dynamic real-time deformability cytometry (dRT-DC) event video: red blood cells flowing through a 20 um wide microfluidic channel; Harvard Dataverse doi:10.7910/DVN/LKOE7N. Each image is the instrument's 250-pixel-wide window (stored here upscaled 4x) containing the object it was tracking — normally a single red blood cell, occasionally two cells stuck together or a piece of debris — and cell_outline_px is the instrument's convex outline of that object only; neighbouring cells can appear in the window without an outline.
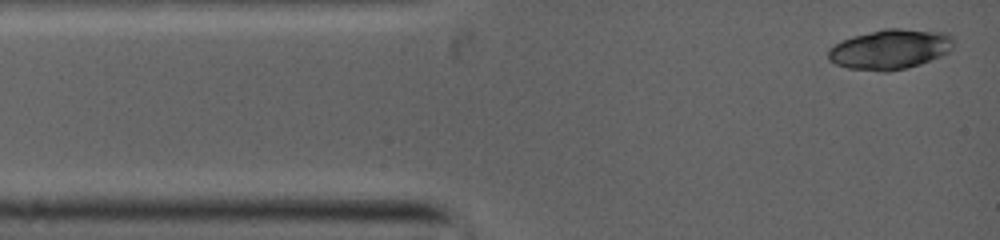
{"species": "common noctule bat (a hibernating species)", "species_latin": "Nyctalus noctula", "temperature_condition": "warm", "stored_images_in_passage": 7, "camera_frame_rate_fps": 5000, "um_per_image_px": 0.085, "animal": {"sex": "female", "body_mass_g": 19.0, "forearm_length_mm": 53.3}, "frame": {"image": 1, "passage_image": 1, "time_ms": 0.0, "image_size_px": [1000, 240], "cell_outline_px": [[952, 44], [948, 52], [940, 56], [920, 64], [888, 72], [880, 72], [848, 68], [836, 64], [828, 60], [828, 52], [836, 44], [852, 36], [884, 28], [900, 28], [944, 32], [952, 36]], "centroid_in_image_um": [75.65, 4.19], "position_along_channel_um": 9.4, "area_um2": 29.02}}
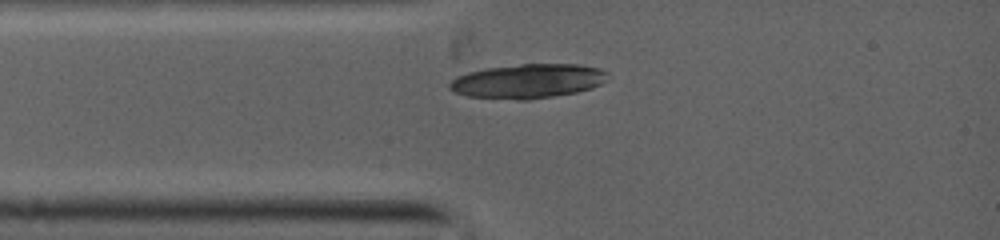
{"frame": {"image": 2, "passage_image": 6, "time_ms": 1.8, "image_size_px": [1000, 240], "cell_outline_px": [[608, 72], [604, 80], [600, 84], [592, 88], [576, 92], [528, 100], [520, 100], [468, 96], [456, 92], [448, 88], [448, 84], [456, 76], [468, 72], [488, 68], [520, 64], [576, 64], [600, 68]], "centroid_in_image_um": [44.85, 6.89], "position_along_channel_um": 40.1, "area_um2": 31.39}}